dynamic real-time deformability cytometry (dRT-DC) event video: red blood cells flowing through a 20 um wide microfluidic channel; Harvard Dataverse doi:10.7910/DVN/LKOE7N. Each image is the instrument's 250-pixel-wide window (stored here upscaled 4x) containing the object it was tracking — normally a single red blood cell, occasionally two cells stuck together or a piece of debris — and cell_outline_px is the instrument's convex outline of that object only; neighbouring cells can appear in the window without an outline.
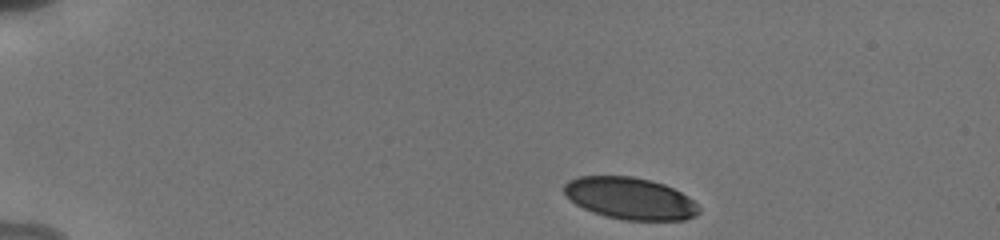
{"species": "human", "species_latin": "Homo sapiens", "temperature_condition": "cold", "stored_images_in_passage": 16, "camera_frame_rate_fps": 3000, "um_per_image_px": 0.085, "donor": {"sex": "male"}, "frame": {"image": 1, "passage_image": 1, "time_ms": 0.0, "image_size_px": [1000, 240], "cell_outline_px": [[700, 212], [696, 216], [684, 220], [624, 220], [608, 216], [584, 208], [576, 204], [564, 192], [564, 184], [568, 180], [580, 176], [632, 176], [664, 184], [688, 196], [700, 208]], "centroid_in_image_um": [53.58, 16.86], "position_along_channel_um": 31.4, "area_um2": 32.6}}
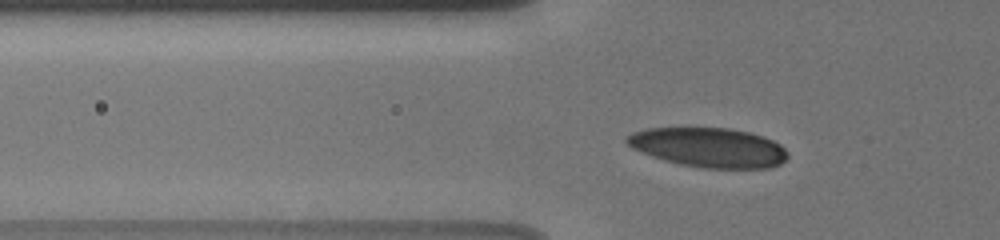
{"frame": {"image": 2, "passage_image": 8, "time_ms": 3.0, "image_size_px": [1000, 240], "cell_outline_px": [[788, 156], [780, 164], [768, 168], [700, 168], [680, 164], [664, 160], [640, 152], [632, 148], [624, 140], [632, 132], [648, 128], [728, 128], [748, 132], [764, 136], [780, 144], [788, 152]], "centroid_in_image_um": [60.24, 12.54], "position_along_channel_um": 65.6, "area_um2": 37.05}}
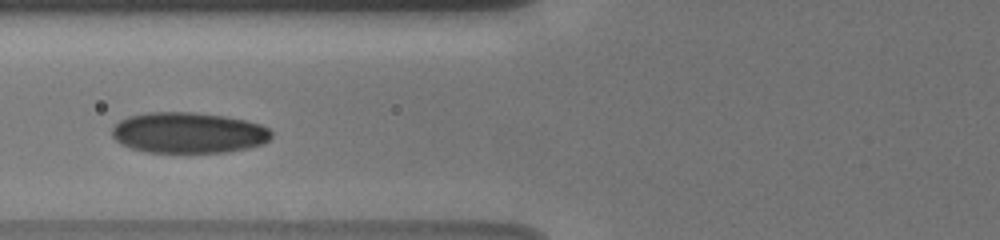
{"frame": {"image": 3, "passage_image": 12, "time_ms": 4.333, "image_size_px": [1000, 240], "cell_outline_px": [[272, 136], [264, 144], [248, 148], [228, 152], [148, 152], [132, 148], [120, 144], [112, 136], [112, 128], [120, 120], [128, 116], [148, 112], [192, 112], [224, 116], [244, 120], [260, 124], [268, 128], [272, 132]], "centroid_in_image_um": [16.02, 11.28], "position_along_channel_um": 109.8, "area_um2": 37.97}}